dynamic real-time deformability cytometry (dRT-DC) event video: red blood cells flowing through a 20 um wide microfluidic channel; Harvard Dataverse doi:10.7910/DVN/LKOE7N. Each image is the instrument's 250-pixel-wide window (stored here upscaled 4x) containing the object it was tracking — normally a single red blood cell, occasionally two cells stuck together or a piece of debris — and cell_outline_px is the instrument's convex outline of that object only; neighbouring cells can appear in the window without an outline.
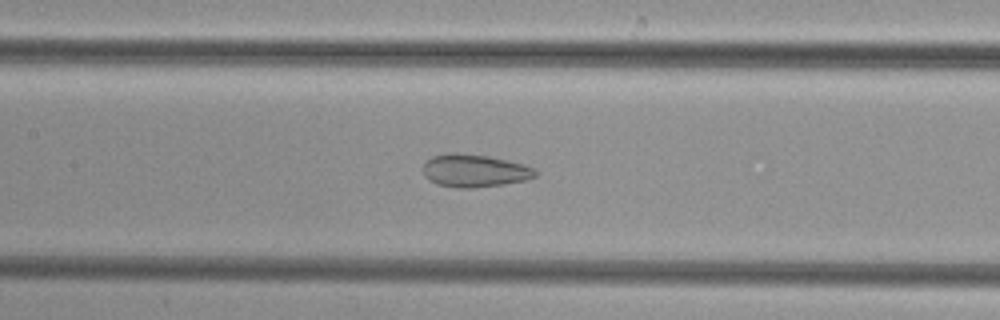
{"species": "common noctule bat (a hibernating species)", "species_latin": "Nyctalus noctula", "temperature_condition": "cold", "stored_images_in_passage": 49, "camera_frame_rate_fps": 3000, "um_per_image_px": 0.085, "animal": {"sex": "female", "body_mass_g": 29.2, "forearm_length_mm": 56.3}, "frame": {"image": 1, "passage_image": 24, "time_ms": 7.667, "image_size_px": [1000, 320], "cell_outline_px": [[536, 176], [528, 180], [504, 184], [472, 188], [456, 188], [436, 184], [428, 180], [424, 176], [424, 164], [432, 156], [452, 152], [488, 156], [524, 164], [532, 168], [536, 172]], "centroid_in_image_um": [40.32, 14.52], "position_along_channel_um": 167.1, "area_um2": 21.44}}
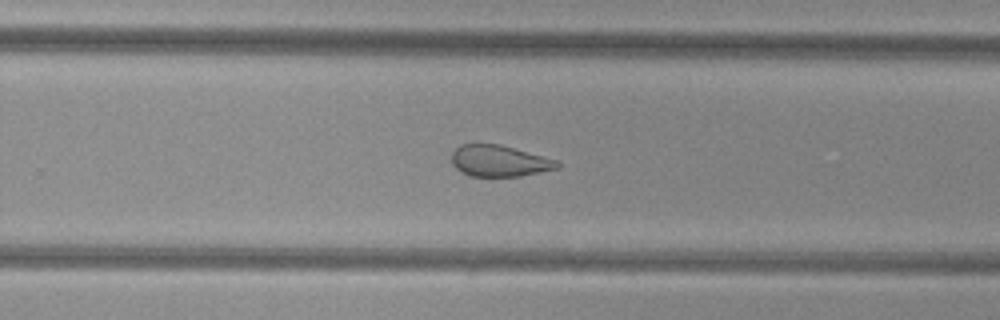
{"frame": {"image": 2, "passage_image": 33, "time_ms": 10.667, "image_size_px": [1000, 320], "cell_outline_px": [[560, 168], [520, 176], [472, 176], [460, 172], [452, 164], [452, 152], [460, 144], [500, 144], [556, 160], [560, 164]], "centroid_in_image_um": [42.42, 13.68], "position_along_channel_um": 287.4, "area_um2": 19.19}}
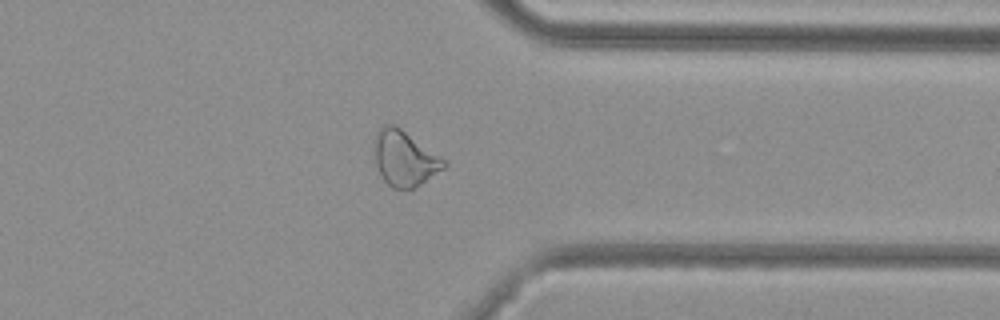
{"frame": {"image": 3, "passage_image": 40, "time_ms": 13.0, "image_size_px": [1000, 320], "cell_outline_px": [[448, 164], [444, 168], [416, 188], [392, 188], [384, 180], [376, 164], [372, 148], [372, 140], [376, 132], [384, 124], [392, 124], [400, 128], [448, 160]], "centroid_in_image_um": [34.38, 13.45], "position_along_channel_um": 377.0, "area_um2": 22.77}}